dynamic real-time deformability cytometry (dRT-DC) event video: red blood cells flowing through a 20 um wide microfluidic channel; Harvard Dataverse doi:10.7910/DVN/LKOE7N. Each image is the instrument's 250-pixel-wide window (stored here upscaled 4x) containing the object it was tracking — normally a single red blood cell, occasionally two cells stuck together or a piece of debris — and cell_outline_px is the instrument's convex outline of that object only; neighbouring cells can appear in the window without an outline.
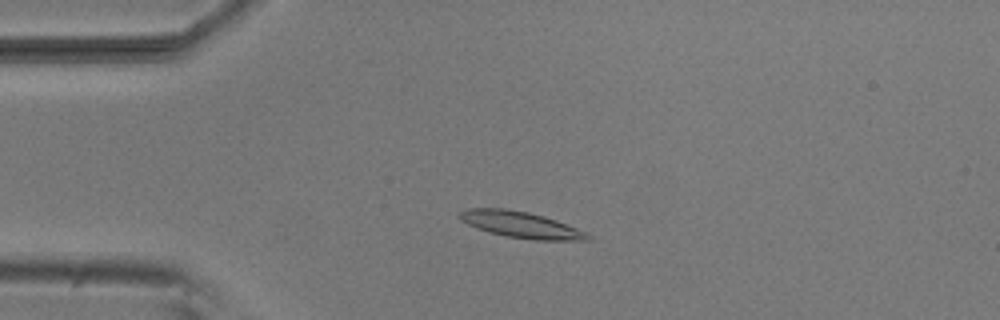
{"species": "common noctule bat (a hibernating species)", "species_latin": "Nyctalus noctula", "temperature_condition": "room temperature", "stored_images_in_passage": 52, "camera_frame_rate_fps": 3000, "um_per_image_px": 0.085, "animal": {"sex": "male", "body_mass_g": 20.5, "forearm_length_mm": 52.5}, "frame": {"image": 1, "passage_image": 11, "time_ms": 3.333, "image_size_px": [1000, 320], "cell_outline_px": [[592, 240], [536, 240], [508, 236], [492, 232], [468, 224], [460, 220], [456, 216], [460, 212], [468, 208], [504, 208], [528, 212], [544, 216], [556, 220], [588, 232], [592, 236]], "centroid_in_image_um": [44.32, 19.09], "position_along_channel_um": 40.7, "area_um2": 19.48}}
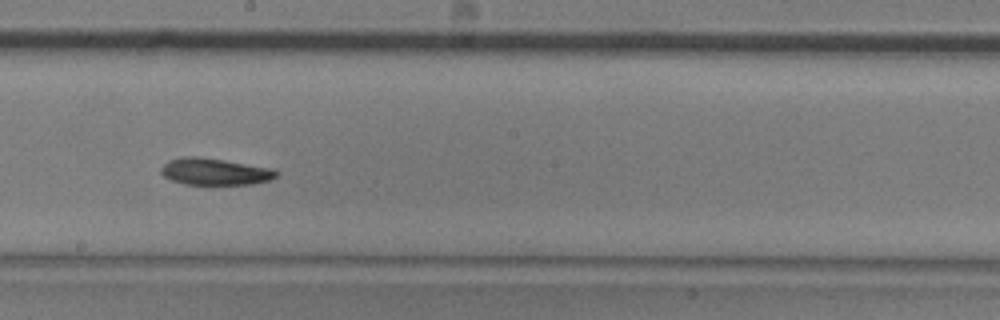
{"frame": {"image": 2, "passage_image": 28, "time_ms": 9.0, "image_size_px": [1000, 320], "cell_outline_px": [[280, 172], [272, 180], [252, 184], [184, 184], [172, 180], [164, 176], [160, 172], [160, 168], [168, 160], [184, 156], [196, 156], [224, 160], [276, 168]], "centroid_in_image_um": [18.31, 14.58], "position_along_channel_um": 229.9, "area_um2": 18.21}}
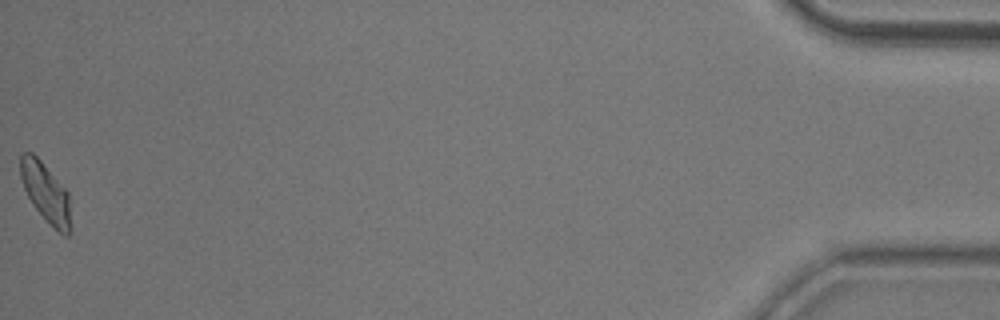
{"frame": {"image": 3, "passage_image": 52, "time_ms": 17.0, "image_size_px": [1000, 320], "cell_outline_px": [[72, 228], [68, 236], [64, 236], [32, 204], [24, 188], [20, 176], [20, 156], [24, 152], [32, 152], [40, 160], [68, 192]], "centroid_in_image_um": [3.9, 16.36], "position_along_channel_um": 431.3, "area_um2": 17.05}, "authors_computed_cell_mechanics": {"area_um2": 18.2648, "velocity_mm_per_s": 3.765, "shape_relaxation_time_tau1_ms": 6.1042, "shape_relaxation_time_tau2_ms": 4.1833, "deformation_change_tau1": 0.1492, "deformation_change_tau2": 0.084}}